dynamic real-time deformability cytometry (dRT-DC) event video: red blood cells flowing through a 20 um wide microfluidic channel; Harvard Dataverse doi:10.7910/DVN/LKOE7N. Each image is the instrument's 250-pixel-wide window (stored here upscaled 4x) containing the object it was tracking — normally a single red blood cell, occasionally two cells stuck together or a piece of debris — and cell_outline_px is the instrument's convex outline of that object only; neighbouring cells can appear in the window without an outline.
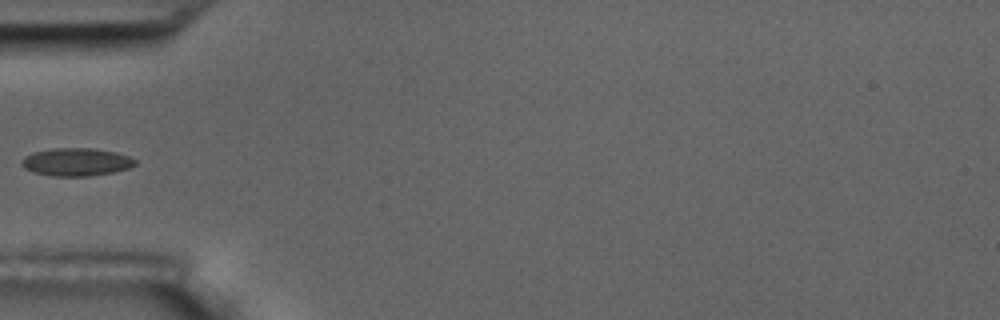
{"species": "common noctule bat (a hibernating species)", "species_latin": "Nyctalus noctula", "temperature_condition": "room temperature", "stored_images_in_passage": 2, "camera_frame_rate_fps": 3000, "um_per_image_px": 0.085, "animal": {"sex": "male", "body_mass_g": 17.5, "forearm_length_mm": 52.3}, "frame": {"image": 1, "passage_image": 2, "time_ms": 1.333, "image_size_px": [1000, 320], "cell_outline_px": [[136, 164], [128, 168], [112, 172], [88, 176], [52, 176], [32, 172], [24, 168], [20, 164], [20, 160], [24, 156], [32, 152], [52, 148], [96, 148], [116, 152], [128, 156], [136, 160]], "centroid_in_image_um": [6.43, 13.76], "position_along_channel_um": 78.6, "area_um2": 18.61}}